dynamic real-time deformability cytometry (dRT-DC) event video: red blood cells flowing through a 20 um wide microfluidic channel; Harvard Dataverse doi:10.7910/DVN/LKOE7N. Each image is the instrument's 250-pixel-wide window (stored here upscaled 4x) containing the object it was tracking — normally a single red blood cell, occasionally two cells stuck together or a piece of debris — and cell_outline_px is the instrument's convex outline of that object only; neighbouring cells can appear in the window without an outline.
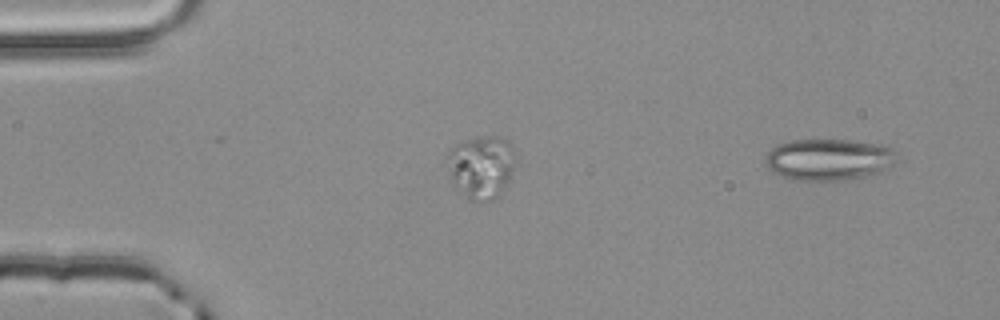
{"species": "common noctule bat (a hibernating species)", "species_latin": "Nyctalus noctula", "temperature_condition": "room temperature", "stored_images_in_passage": 4, "camera_frame_rate_fps": 3000, "um_per_image_px": 0.085, "animal": {"sex": "male", "body_mass_g": 20.4}, "frame": {"image": 1, "passage_image": 1, "time_ms": 0.0, "image_size_px": [1000, 320], "cell_outline_px": [[896, 160], [892, 164], [872, 176], [844, 180], [796, 180], [784, 176], [768, 168], [764, 164], [764, 160], [768, 152], [772, 148], [780, 144], [792, 140], [848, 140], [880, 144], [896, 148]], "centroid_in_image_um": [70.48, 13.55], "position_along_channel_um": 14.5, "area_um2": 31.85}}